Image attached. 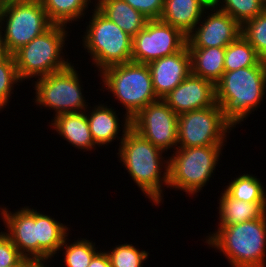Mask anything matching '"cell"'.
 <instances>
[{"label": "cell", "mask_w": 266, "mask_h": 267, "mask_svg": "<svg viewBox=\"0 0 266 267\" xmlns=\"http://www.w3.org/2000/svg\"><path fill=\"white\" fill-rule=\"evenodd\" d=\"M119 144L117 153L119 162L124 165L123 167L145 197L152 201L153 205L159 206L164 201V187L168 188L169 159L163 157V153L166 154V152L132 128L126 132Z\"/></svg>", "instance_id": "6da1fadb"}, {"label": "cell", "mask_w": 266, "mask_h": 267, "mask_svg": "<svg viewBox=\"0 0 266 267\" xmlns=\"http://www.w3.org/2000/svg\"><path fill=\"white\" fill-rule=\"evenodd\" d=\"M215 90L216 103L224 111L227 121L236 128L264 101L266 61L261 60L256 66L225 71Z\"/></svg>", "instance_id": "7a4b0ae2"}, {"label": "cell", "mask_w": 266, "mask_h": 267, "mask_svg": "<svg viewBox=\"0 0 266 267\" xmlns=\"http://www.w3.org/2000/svg\"><path fill=\"white\" fill-rule=\"evenodd\" d=\"M217 228L205 237V243L222 252L231 267H266V213L258 219Z\"/></svg>", "instance_id": "3957f363"}, {"label": "cell", "mask_w": 266, "mask_h": 267, "mask_svg": "<svg viewBox=\"0 0 266 267\" xmlns=\"http://www.w3.org/2000/svg\"><path fill=\"white\" fill-rule=\"evenodd\" d=\"M66 28L65 25L53 24L47 31L32 39L13 54L22 82L61 71L72 63L68 58H64L65 54H63L69 33V27L67 30Z\"/></svg>", "instance_id": "277c9868"}, {"label": "cell", "mask_w": 266, "mask_h": 267, "mask_svg": "<svg viewBox=\"0 0 266 267\" xmlns=\"http://www.w3.org/2000/svg\"><path fill=\"white\" fill-rule=\"evenodd\" d=\"M98 75L102 87L113 94L125 108V115L132 119L149 103L159 98L153 88L148 64L127 62L104 69Z\"/></svg>", "instance_id": "5b68a950"}, {"label": "cell", "mask_w": 266, "mask_h": 267, "mask_svg": "<svg viewBox=\"0 0 266 267\" xmlns=\"http://www.w3.org/2000/svg\"><path fill=\"white\" fill-rule=\"evenodd\" d=\"M82 36V46L98 72L131 62L133 37L105 17L95 6Z\"/></svg>", "instance_id": "8992f818"}, {"label": "cell", "mask_w": 266, "mask_h": 267, "mask_svg": "<svg viewBox=\"0 0 266 267\" xmlns=\"http://www.w3.org/2000/svg\"><path fill=\"white\" fill-rule=\"evenodd\" d=\"M223 148L224 146L178 147L172 151L171 157L168 156V188L181 190L188 196L201 192L214 175Z\"/></svg>", "instance_id": "52a82bcc"}, {"label": "cell", "mask_w": 266, "mask_h": 267, "mask_svg": "<svg viewBox=\"0 0 266 267\" xmlns=\"http://www.w3.org/2000/svg\"><path fill=\"white\" fill-rule=\"evenodd\" d=\"M74 63L61 71L34 81L35 104L54 110L56 116L63 113L83 112L89 109L90 103L86 102L83 95V84ZM87 103V104H86ZM42 106V107H41Z\"/></svg>", "instance_id": "ba28073f"}, {"label": "cell", "mask_w": 266, "mask_h": 267, "mask_svg": "<svg viewBox=\"0 0 266 267\" xmlns=\"http://www.w3.org/2000/svg\"><path fill=\"white\" fill-rule=\"evenodd\" d=\"M52 25L40 0L8 1L0 23V33L7 53L13 55Z\"/></svg>", "instance_id": "9c48e42d"}, {"label": "cell", "mask_w": 266, "mask_h": 267, "mask_svg": "<svg viewBox=\"0 0 266 267\" xmlns=\"http://www.w3.org/2000/svg\"><path fill=\"white\" fill-rule=\"evenodd\" d=\"M234 127L216 103L178 115V147L226 146L227 136Z\"/></svg>", "instance_id": "30bf717a"}, {"label": "cell", "mask_w": 266, "mask_h": 267, "mask_svg": "<svg viewBox=\"0 0 266 267\" xmlns=\"http://www.w3.org/2000/svg\"><path fill=\"white\" fill-rule=\"evenodd\" d=\"M187 45V36L160 19L149 20L132 41L131 61L149 64L159 58L181 51Z\"/></svg>", "instance_id": "8fae6325"}, {"label": "cell", "mask_w": 266, "mask_h": 267, "mask_svg": "<svg viewBox=\"0 0 266 267\" xmlns=\"http://www.w3.org/2000/svg\"><path fill=\"white\" fill-rule=\"evenodd\" d=\"M131 124L139 135L164 152L178 148V115L163 99L149 103L131 119Z\"/></svg>", "instance_id": "7c38bea8"}, {"label": "cell", "mask_w": 266, "mask_h": 267, "mask_svg": "<svg viewBox=\"0 0 266 267\" xmlns=\"http://www.w3.org/2000/svg\"><path fill=\"white\" fill-rule=\"evenodd\" d=\"M202 17L187 35L188 48L227 47L241 35V25L212 3L205 9Z\"/></svg>", "instance_id": "4fadbf2b"}, {"label": "cell", "mask_w": 266, "mask_h": 267, "mask_svg": "<svg viewBox=\"0 0 266 267\" xmlns=\"http://www.w3.org/2000/svg\"><path fill=\"white\" fill-rule=\"evenodd\" d=\"M0 215L5 224L4 232L27 259L38 258L37 209L29 206L11 212L0 206Z\"/></svg>", "instance_id": "5bb4252c"}, {"label": "cell", "mask_w": 266, "mask_h": 267, "mask_svg": "<svg viewBox=\"0 0 266 267\" xmlns=\"http://www.w3.org/2000/svg\"><path fill=\"white\" fill-rule=\"evenodd\" d=\"M163 100L177 115L208 108L216 104L215 85L191 73Z\"/></svg>", "instance_id": "9a60e30c"}, {"label": "cell", "mask_w": 266, "mask_h": 267, "mask_svg": "<svg viewBox=\"0 0 266 267\" xmlns=\"http://www.w3.org/2000/svg\"><path fill=\"white\" fill-rule=\"evenodd\" d=\"M156 96L163 99L191 74V57L187 45L179 52L148 64Z\"/></svg>", "instance_id": "2e32d148"}, {"label": "cell", "mask_w": 266, "mask_h": 267, "mask_svg": "<svg viewBox=\"0 0 266 267\" xmlns=\"http://www.w3.org/2000/svg\"><path fill=\"white\" fill-rule=\"evenodd\" d=\"M107 106L106 104L99 103L98 105H94L91 111L86 113L89 127L91 131L92 138L95 144L98 147L105 146L110 144L115 139H120V143L123 140L126 132L131 128V119L124 115L122 120V124H120V118L116 114V111L112 109L113 107ZM125 119V120H124ZM122 128V136L118 137L119 131ZM117 137V138H116Z\"/></svg>", "instance_id": "e0dca14e"}, {"label": "cell", "mask_w": 266, "mask_h": 267, "mask_svg": "<svg viewBox=\"0 0 266 267\" xmlns=\"http://www.w3.org/2000/svg\"><path fill=\"white\" fill-rule=\"evenodd\" d=\"M86 111L63 113L51 119L50 127L55 130L72 147L92 151L96 144L92 138Z\"/></svg>", "instance_id": "ac0fdd59"}, {"label": "cell", "mask_w": 266, "mask_h": 267, "mask_svg": "<svg viewBox=\"0 0 266 267\" xmlns=\"http://www.w3.org/2000/svg\"><path fill=\"white\" fill-rule=\"evenodd\" d=\"M210 4L211 0H164L159 19L178 28L187 36Z\"/></svg>", "instance_id": "d6986e66"}, {"label": "cell", "mask_w": 266, "mask_h": 267, "mask_svg": "<svg viewBox=\"0 0 266 267\" xmlns=\"http://www.w3.org/2000/svg\"><path fill=\"white\" fill-rule=\"evenodd\" d=\"M95 7L124 32L134 37L144 29L149 19L124 0H95Z\"/></svg>", "instance_id": "ffe728a7"}, {"label": "cell", "mask_w": 266, "mask_h": 267, "mask_svg": "<svg viewBox=\"0 0 266 267\" xmlns=\"http://www.w3.org/2000/svg\"><path fill=\"white\" fill-rule=\"evenodd\" d=\"M67 226L50 215L37 211L38 258H54L69 236Z\"/></svg>", "instance_id": "44dd1931"}, {"label": "cell", "mask_w": 266, "mask_h": 267, "mask_svg": "<svg viewBox=\"0 0 266 267\" xmlns=\"http://www.w3.org/2000/svg\"><path fill=\"white\" fill-rule=\"evenodd\" d=\"M219 198V223L217 226L233 225L258 219L266 213V202H245L235 200L225 191Z\"/></svg>", "instance_id": "7402d4cb"}, {"label": "cell", "mask_w": 266, "mask_h": 267, "mask_svg": "<svg viewBox=\"0 0 266 267\" xmlns=\"http://www.w3.org/2000/svg\"><path fill=\"white\" fill-rule=\"evenodd\" d=\"M191 73L216 85L222 78L226 47L188 48Z\"/></svg>", "instance_id": "603a6c76"}, {"label": "cell", "mask_w": 266, "mask_h": 267, "mask_svg": "<svg viewBox=\"0 0 266 267\" xmlns=\"http://www.w3.org/2000/svg\"><path fill=\"white\" fill-rule=\"evenodd\" d=\"M42 7L49 20L53 24L65 25L78 21L83 16L85 17L86 11L90 6V3H94L91 0H40ZM89 5V6H88Z\"/></svg>", "instance_id": "cb8c5ba5"}, {"label": "cell", "mask_w": 266, "mask_h": 267, "mask_svg": "<svg viewBox=\"0 0 266 267\" xmlns=\"http://www.w3.org/2000/svg\"><path fill=\"white\" fill-rule=\"evenodd\" d=\"M224 191L235 200L245 202H266V190L263 183L253 174L243 173L229 181Z\"/></svg>", "instance_id": "d4e9b609"}, {"label": "cell", "mask_w": 266, "mask_h": 267, "mask_svg": "<svg viewBox=\"0 0 266 267\" xmlns=\"http://www.w3.org/2000/svg\"><path fill=\"white\" fill-rule=\"evenodd\" d=\"M261 60L255 48L240 35L226 47L224 69L225 71H233L244 67L256 66Z\"/></svg>", "instance_id": "484cf974"}, {"label": "cell", "mask_w": 266, "mask_h": 267, "mask_svg": "<svg viewBox=\"0 0 266 267\" xmlns=\"http://www.w3.org/2000/svg\"><path fill=\"white\" fill-rule=\"evenodd\" d=\"M67 239L69 238H65L59 250L64 251L65 267H88L92 258L100 251L97 250L98 247H96L95 242L87 238H80V240L78 238L72 243H69L71 240Z\"/></svg>", "instance_id": "4316f807"}, {"label": "cell", "mask_w": 266, "mask_h": 267, "mask_svg": "<svg viewBox=\"0 0 266 267\" xmlns=\"http://www.w3.org/2000/svg\"><path fill=\"white\" fill-rule=\"evenodd\" d=\"M211 3L229 14L240 25L265 10L263 0H211Z\"/></svg>", "instance_id": "83f0119b"}, {"label": "cell", "mask_w": 266, "mask_h": 267, "mask_svg": "<svg viewBox=\"0 0 266 267\" xmlns=\"http://www.w3.org/2000/svg\"><path fill=\"white\" fill-rule=\"evenodd\" d=\"M241 35L255 48L257 55L266 61V9L241 25Z\"/></svg>", "instance_id": "f1b7e54d"}, {"label": "cell", "mask_w": 266, "mask_h": 267, "mask_svg": "<svg viewBox=\"0 0 266 267\" xmlns=\"http://www.w3.org/2000/svg\"><path fill=\"white\" fill-rule=\"evenodd\" d=\"M110 259L111 267H143L148 259L149 252L139 250L135 245L124 243L115 245L110 251H106Z\"/></svg>", "instance_id": "f546056e"}, {"label": "cell", "mask_w": 266, "mask_h": 267, "mask_svg": "<svg viewBox=\"0 0 266 267\" xmlns=\"http://www.w3.org/2000/svg\"><path fill=\"white\" fill-rule=\"evenodd\" d=\"M19 78L15 58L13 55L8 54L3 60L0 61V111L10 103V98L13 94V88L21 83ZM15 84V85H14Z\"/></svg>", "instance_id": "4dcf8cb0"}, {"label": "cell", "mask_w": 266, "mask_h": 267, "mask_svg": "<svg viewBox=\"0 0 266 267\" xmlns=\"http://www.w3.org/2000/svg\"><path fill=\"white\" fill-rule=\"evenodd\" d=\"M23 258L11 239L4 232H0V267L15 266Z\"/></svg>", "instance_id": "1f68e13d"}, {"label": "cell", "mask_w": 266, "mask_h": 267, "mask_svg": "<svg viewBox=\"0 0 266 267\" xmlns=\"http://www.w3.org/2000/svg\"><path fill=\"white\" fill-rule=\"evenodd\" d=\"M132 8L142 13L147 19H159L163 7L164 0H124Z\"/></svg>", "instance_id": "d6a6232c"}, {"label": "cell", "mask_w": 266, "mask_h": 267, "mask_svg": "<svg viewBox=\"0 0 266 267\" xmlns=\"http://www.w3.org/2000/svg\"><path fill=\"white\" fill-rule=\"evenodd\" d=\"M88 267H111L110 259L106 250L99 251L91 260Z\"/></svg>", "instance_id": "836d02e7"}, {"label": "cell", "mask_w": 266, "mask_h": 267, "mask_svg": "<svg viewBox=\"0 0 266 267\" xmlns=\"http://www.w3.org/2000/svg\"><path fill=\"white\" fill-rule=\"evenodd\" d=\"M51 259L52 258L26 259L23 267H49L47 264L51 261Z\"/></svg>", "instance_id": "e575fe53"}, {"label": "cell", "mask_w": 266, "mask_h": 267, "mask_svg": "<svg viewBox=\"0 0 266 267\" xmlns=\"http://www.w3.org/2000/svg\"><path fill=\"white\" fill-rule=\"evenodd\" d=\"M7 55L8 53L5 49L4 41L2 40V36L0 33V61L3 60Z\"/></svg>", "instance_id": "d590c367"}, {"label": "cell", "mask_w": 266, "mask_h": 267, "mask_svg": "<svg viewBox=\"0 0 266 267\" xmlns=\"http://www.w3.org/2000/svg\"><path fill=\"white\" fill-rule=\"evenodd\" d=\"M7 4H8V0H0V23L5 13Z\"/></svg>", "instance_id": "8d00e7d4"}, {"label": "cell", "mask_w": 266, "mask_h": 267, "mask_svg": "<svg viewBox=\"0 0 266 267\" xmlns=\"http://www.w3.org/2000/svg\"><path fill=\"white\" fill-rule=\"evenodd\" d=\"M27 258H23L17 265L15 266H9V267H23L24 266V262Z\"/></svg>", "instance_id": "74e56055"}, {"label": "cell", "mask_w": 266, "mask_h": 267, "mask_svg": "<svg viewBox=\"0 0 266 267\" xmlns=\"http://www.w3.org/2000/svg\"><path fill=\"white\" fill-rule=\"evenodd\" d=\"M263 3H264V6H265V9H266V0H263Z\"/></svg>", "instance_id": "f35d334b"}]
</instances>
